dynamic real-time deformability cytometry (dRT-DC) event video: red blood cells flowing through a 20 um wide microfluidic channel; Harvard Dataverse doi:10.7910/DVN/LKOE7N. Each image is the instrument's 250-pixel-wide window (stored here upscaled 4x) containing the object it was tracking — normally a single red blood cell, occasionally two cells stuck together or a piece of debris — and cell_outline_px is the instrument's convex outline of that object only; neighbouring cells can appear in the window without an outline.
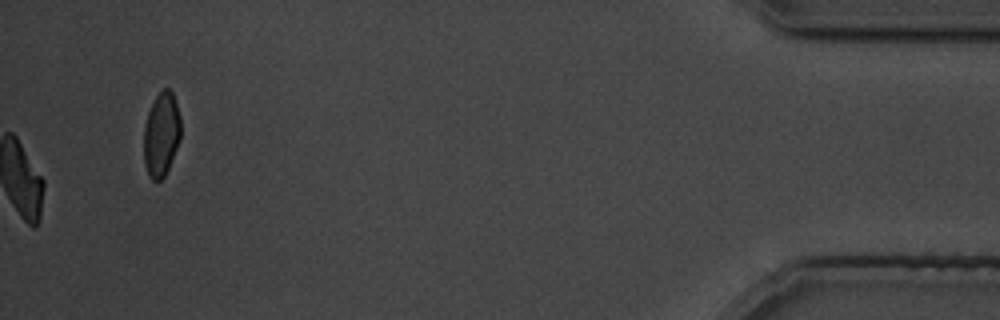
{"species": "common noctule bat (a hibernating species)", "species_latin": "Nyctalus noctula", "temperature_condition": "cold", "stored_images_in_passage": 39, "camera_frame_rate_fps": 3000, "um_per_image_px": 0.085, "animal": {"sex": "male", "body_mass_g": 19.5, "forearm_length_mm": 54.6}, "frame": {"image": 1, "passage_image": 39, "time_ms": 45.667, "image_size_px": [1000, 320], "cell_outline_px": [[180, 140], [168, 168], [164, 176], [156, 184], [148, 176], [144, 164], [144, 124], [148, 112], [156, 96], [164, 88], [168, 88], [172, 92], [180, 116]], "centroid_in_image_um": [13.7, 11.46], "position_along_channel_um": 421.5, "area_um2": 18.15}}